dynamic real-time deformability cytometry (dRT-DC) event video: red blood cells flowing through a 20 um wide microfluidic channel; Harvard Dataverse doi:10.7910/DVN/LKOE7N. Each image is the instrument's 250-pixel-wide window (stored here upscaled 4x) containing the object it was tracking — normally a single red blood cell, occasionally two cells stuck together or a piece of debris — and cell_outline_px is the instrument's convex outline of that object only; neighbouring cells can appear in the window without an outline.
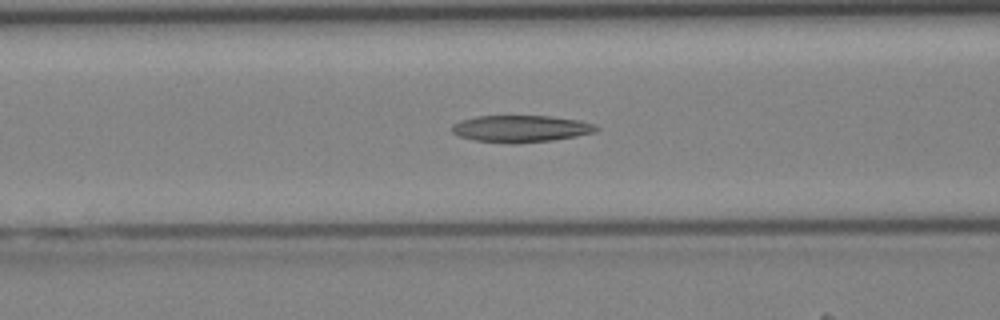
{"species": "Egyptian fruit bat (a non-hibernating species)", "species_latin": "Rousettus aegyptiacus", "temperature_condition": "cold", "stored_images_in_passage": 28, "camera_frame_rate_fps": 3000, "um_per_image_px": 0.085, "animal": {"sex": "female"}, "frame": {"image": 1, "passage_image": 7, "time_ms": 2.0, "image_size_px": [1000, 320], "cell_outline_px": [[600, 128], [592, 132], [576, 136], [552, 140], [516, 144], [508, 144], [472, 140], [456, 136], [452, 132], [452, 124], [460, 120], [476, 116], [548, 116], [576, 120], [596, 124]], "centroid_in_image_um": [44.19, 10.95], "position_along_channel_um": 122.4, "area_um2": 22.77}}
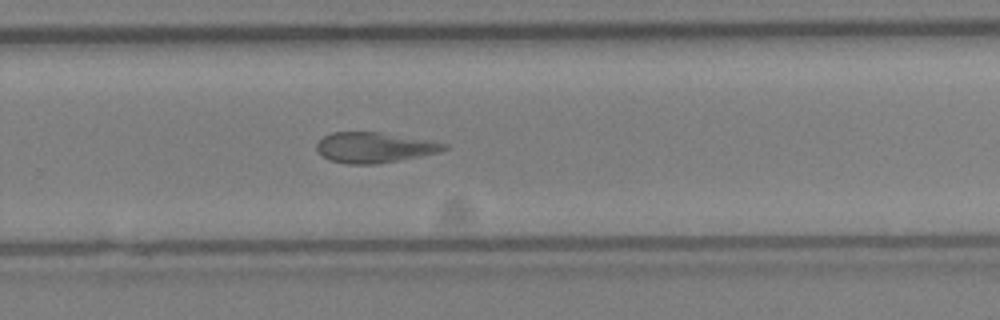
{"frame": {"image": 2, "passage_image": 18, "time_ms": 5.667, "image_size_px": [1000, 320], "cell_outline_px": [[452, 148], [440, 152], [376, 164], [348, 164], [328, 160], [316, 148], [316, 144], [324, 136], [332, 132], [380, 132], [452, 144]], "centroid_in_image_um": [31.87, 12.53], "position_along_channel_um": 297.9, "area_um2": 22.6}}
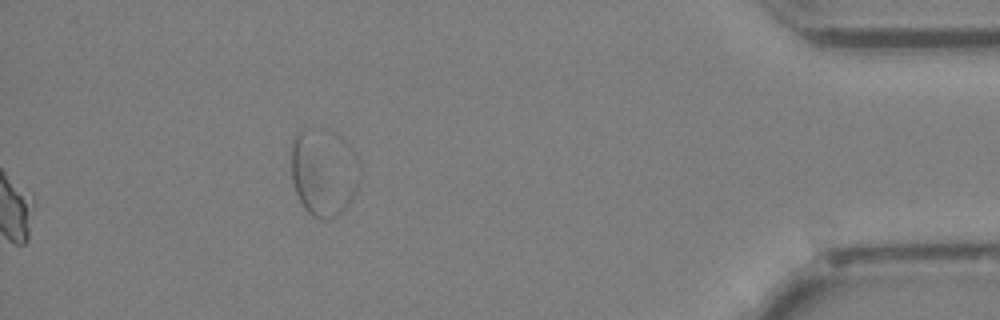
{"frame": {"image": 3, "passage_image": 28, "time_ms": 9.0, "image_size_px": [1000, 320], "cell_outline_px": [[360, 180], [352, 200], [336, 216], [328, 220], [320, 220], [312, 216], [304, 208], [296, 192], [292, 180], [292, 144], [296, 136], [304, 128], [308, 128], [360, 172]], "centroid_in_image_um": [27.35, 15.0], "position_along_channel_um": 407.9, "area_um2": 30.4}}